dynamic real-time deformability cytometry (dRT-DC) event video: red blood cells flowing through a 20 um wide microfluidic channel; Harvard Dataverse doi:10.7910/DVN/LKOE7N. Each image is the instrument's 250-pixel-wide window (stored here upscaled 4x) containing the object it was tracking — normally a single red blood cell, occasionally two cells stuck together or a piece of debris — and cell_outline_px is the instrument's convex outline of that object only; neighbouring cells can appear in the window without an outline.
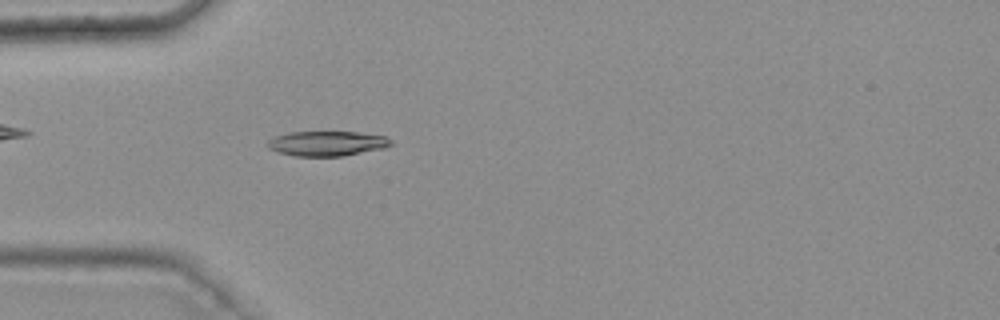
{"species": "common noctule bat (a hibernating species)", "species_latin": "Nyctalus noctula", "temperature_condition": "warm", "stored_images_in_passage": 41, "camera_frame_rate_fps": 3000, "um_per_image_px": 0.085, "animal": {"sex": "female", "body_mass_g": 25.1}, "frame": {"image": 1, "passage_image": 10, "time_ms": 3.0, "image_size_px": [1000, 320], "cell_outline_px": [[392, 144], [384, 148], [344, 156], [296, 156], [280, 152], [268, 148], [268, 140], [276, 136], [292, 132], [356, 132], [384, 136], [392, 140]], "centroid_in_image_um": [27.82, 12.2], "position_along_channel_um": 57.2, "area_um2": 17.69}}
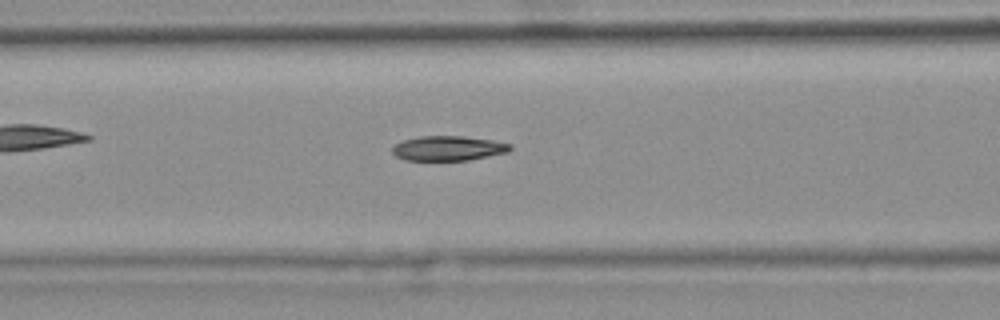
{"frame": {"image": 2, "passage_image": 16, "time_ms": 5.0, "image_size_px": [1000, 320], "cell_outline_px": [[512, 148], [508, 152], [468, 160], [404, 160], [396, 156], [392, 152], [392, 148], [396, 144], [404, 140], [420, 136], [464, 136], [492, 140], [512, 144]], "centroid_in_image_um": [38.11, 12.6], "position_along_channel_um": 128.5, "area_um2": 16.94}}
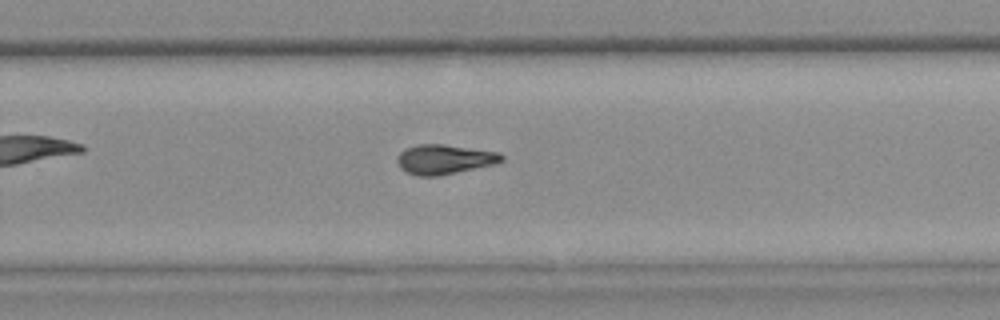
{"frame": {"image": 3, "passage_image": 29, "time_ms": 9.333, "image_size_px": [1000, 320], "cell_outline_px": [[504, 160], [496, 164], [436, 176], [420, 176], [408, 172], [400, 168], [396, 160], [400, 152], [404, 148], [416, 144], [444, 144], [500, 152], [504, 156]], "centroid_in_image_um": [37.78, 13.53], "position_along_channel_um": 292.0, "area_um2": 18.09}, "authors_computed_cell_mechanics": {"area_um2": 17.8602, "velocity_mm_per_s": 3.7848, "shape_relaxation_time_tau1_ms": 5.4749, "shape_relaxation_time_tau2_ms": 3.8381, "deformation_change_tau1": 0.1543, "deformation_change_tau2": 0.0997}}